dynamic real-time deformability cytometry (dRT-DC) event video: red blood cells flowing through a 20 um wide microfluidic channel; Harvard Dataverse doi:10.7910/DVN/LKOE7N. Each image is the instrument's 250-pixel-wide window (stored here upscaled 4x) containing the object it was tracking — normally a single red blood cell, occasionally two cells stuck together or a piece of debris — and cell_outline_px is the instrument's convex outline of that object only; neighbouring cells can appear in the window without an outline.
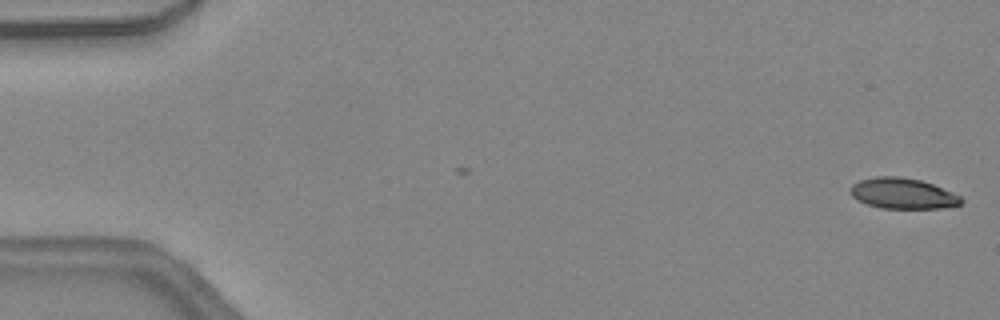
{"species": "common noctule bat (a hibernating species)", "species_latin": "Nyctalus noctula", "temperature_condition": "warm", "stored_images_in_passage": 46, "camera_frame_rate_fps": 3000, "um_per_image_px": 0.085, "animal": {"sex": "female", "body_mass_g": 24.6, "forearm_length_mm": 56.2}, "frame": {"image": 1, "passage_image": 1, "time_ms": 0.0, "image_size_px": [1000, 320], "cell_outline_px": [[964, 200], [960, 204], [940, 208], [880, 208], [856, 200], [848, 192], [848, 188], [852, 184], [860, 180], [876, 176], [900, 176], [920, 180], [932, 184], [960, 196]], "centroid_in_image_um": [76.66, 16.44], "position_along_channel_um": 8.3, "area_um2": 19.83}}
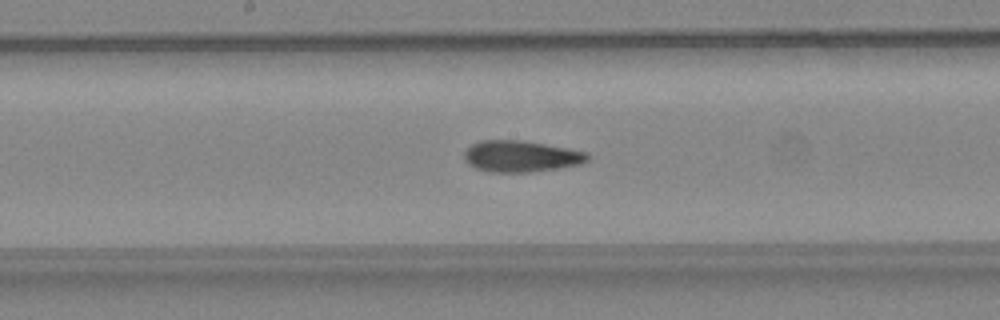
{"frame": {"image": 2, "passage_image": 24, "time_ms": 7.667, "image_size_px": [1000, 320], "cell_outline_px": [[588, 160], [580, 164], [532, 172], [488, 172], [476, 168], [468, 164], [464, 160], [464, 152], [472, 144], [480, 140], [516, 140], [544, 144], [588, 152]], "centroid_in_image_um": [44.24, 13.29], "position_along_channel_um": 204.0, "area_um2": 22.37}}
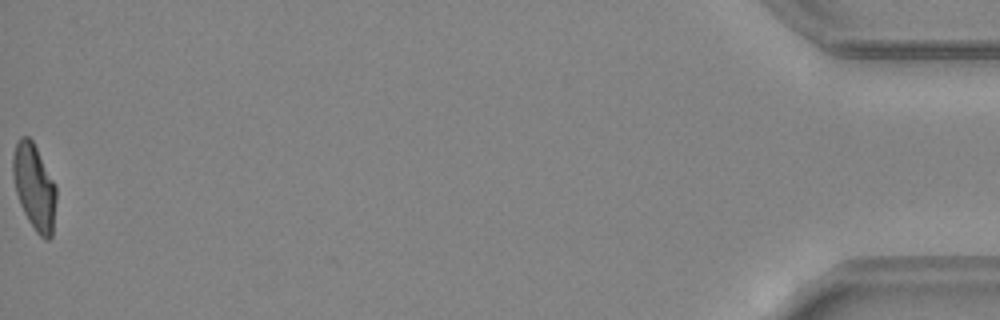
{"frame": {"image": 3, "passage_image": 46, "time_ms": 15.0, "image_size_px": [1000, 320], "cell_outline_px": [[56, 200], [52, 236], [48, 240], [44, 240], [36, 232], [28, 220], [20, 204], [16, 192], [12, 176], [12, 156], [16, 144], [20, 136], [28, 136], [32, 140], [56, 184]], "centroid_in_image_um": [2.91, 15.89], "position_along_channel_um": 432.3, "area_um2": 21.79}, "authors_computed_cell_mechanics": {"area_um2": 22.1374, "velocity_mm_per_s": 4.5233, "shape_relaxation_time_tau1_ms": null, "shape_relaxation_time_tau2_ms": 2.05, "deformation_change_tau1": null, "deformation_change_tau2": 0.1023}}